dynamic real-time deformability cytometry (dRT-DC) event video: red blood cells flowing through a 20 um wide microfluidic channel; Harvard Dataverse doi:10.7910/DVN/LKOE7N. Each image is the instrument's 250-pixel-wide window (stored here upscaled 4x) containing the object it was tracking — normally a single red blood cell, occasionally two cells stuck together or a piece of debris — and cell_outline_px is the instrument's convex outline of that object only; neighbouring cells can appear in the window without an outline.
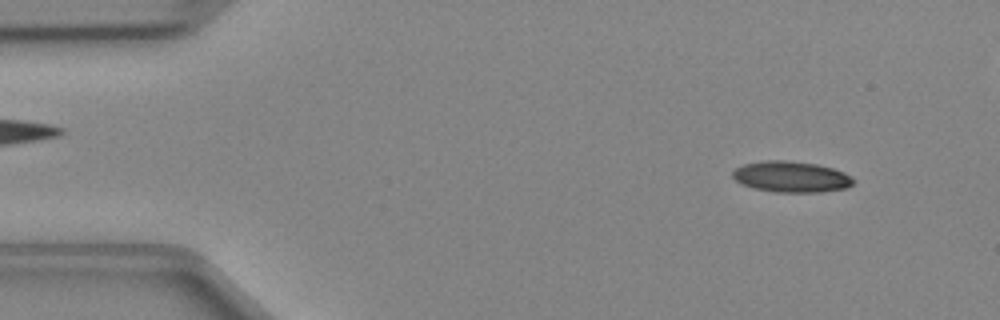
{"species": "Egyptian fruit bat (a non-hibernating species)", "species_latin": "Rousettus aegyptiacus", "temperature_condition": "cold", "stored_images_in_passage": 44, "camera_frame_rate_fps": 3000, "um_per_image_px": 0.085, "animal": {"sex": "female"}, "frame": {"image": 1, "passage_image": 4, "time_ms": 1.0, "image_size_px": [1000, 320], "cell_outline_px": [[856, 180], [852, 184], [844, 188], [820, 192], [776, 192], [752, 188], [740, 184], [732, 176], [732, 172], [736, 168], [744, 164], [764, 160], [784, 160], [816, 164], [832, 168], [844, 172], [852, 176]], "centroid_in_image_um": [67.24, 15.02], "position_along_channel_um": 17.8, "area_um2": 21.85}}
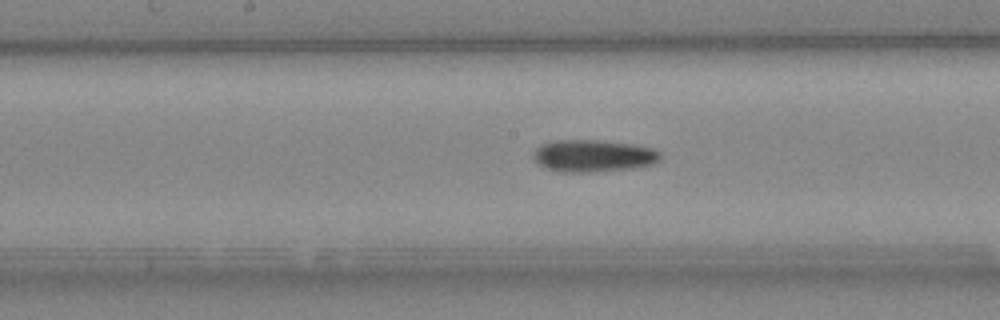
{"frame": {"image": 2, "passage_image": 23, "time_ms": 7.333, "image_size_px": [1000, 320], "cell_outline_px": [[660, 160], [652, 164], [632, 168], [592, 172], [560, 172], [544, 168], [536, 164], [532, 160], [532, 152], [540, 144], [556, 140], [596, 140], [628, 144], [652, 148], [660, 152]], "centroid_in_image_um": [50.33, 13.25], "position_along_channel_um": 197.9, "area_um2": 23.93}}
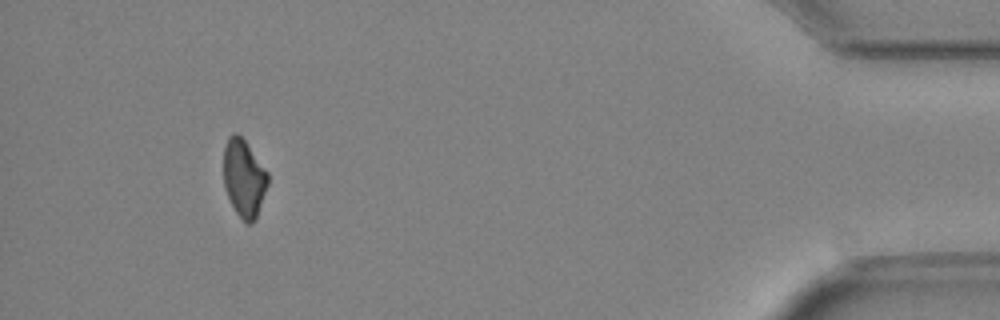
{"frame": {"image": 3, "passage_image": 43, "time_ms": 14.0, "image_size_px": [1000, 320], "cell_outline_px": [[268, 184], [256, 220], [248, 224], [244, 224], [236, 212], [224, 188], [224, 148], [228, 136], [232, 132], [236, 132], [244, 140], [268, 172]], "centroid_in_image_um": [20.73, 15.16], "position_along_channel_um": 414.5, "area_um2": 20.06}}